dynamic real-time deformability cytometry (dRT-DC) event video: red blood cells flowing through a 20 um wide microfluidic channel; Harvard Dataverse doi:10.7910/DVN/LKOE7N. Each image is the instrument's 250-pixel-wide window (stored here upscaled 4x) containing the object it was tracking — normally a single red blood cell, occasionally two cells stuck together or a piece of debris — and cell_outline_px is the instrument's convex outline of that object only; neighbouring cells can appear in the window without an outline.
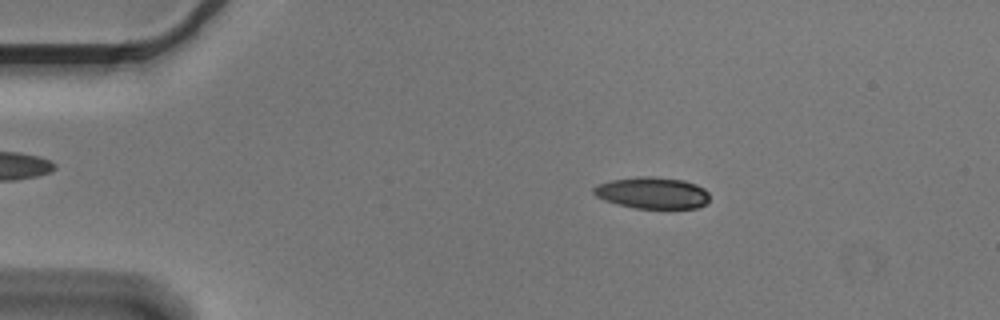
{"species": "Egyptian fruit bat (a non-hibernating species)", "species_latin": "Rousettus aegyptiacus", "temperature_condition": "cold", "stored_images_in_passage": 4, "camera_frame_rate_fps": 3000, "um_per_image_px": 0.085, "animal": {"sex": "male"}, "frame": {"image": 1, "passage_image": 2, "time_ms": 0.333, "image_size_px": [1000, 320], "cell_outline_px": [[708, 200], [704, 204], [696, 208], [636, 208], [616, 204], [604, 200], [596, 196], [592, 192], [592, 188], [600, 184], [612, 180], [636, 176], [652, 176], [684, 180], [696, 184], [704, 188], [708, 192]], "centroid_in_image_um": [55.44, 16.39], "position_along_channel_um": 29.6, "area_um2": 21.33}}
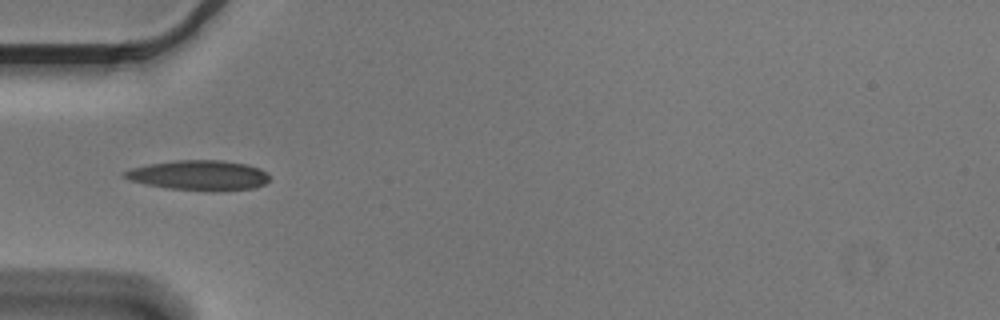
{"frame": {"image": 2, "passage_image": 4, "time_ms": 1.0, "image_size_px": [1000, 320], "cell_outline_px": [[268, 180], [264, 184], [256, 188], [168, 188], [144, 184], [128, 180], [120, 176], [120, 172], [132, 168], [148, 164], [172, 160], [220, 160], [248, 164], [260, 168], [268, 172]], "centroid_in_image_um": [16.82, 14.84], "position_along_channel_um": 68.2, "area_um2": 24.62}}